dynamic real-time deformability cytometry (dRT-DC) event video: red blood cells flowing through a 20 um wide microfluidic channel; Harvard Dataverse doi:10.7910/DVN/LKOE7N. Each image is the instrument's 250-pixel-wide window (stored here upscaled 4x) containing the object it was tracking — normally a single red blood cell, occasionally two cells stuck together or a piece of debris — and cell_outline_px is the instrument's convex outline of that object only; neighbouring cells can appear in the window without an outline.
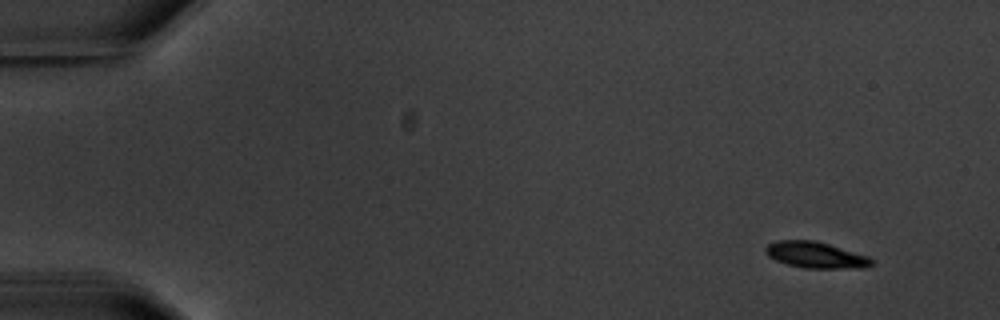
{"species": "common noctule bat (a hibernating species)", "species_latin": "Nyctalus noctula", "temperature_condition": "warm", "stored_images_in_passage": 4, "camera_frame_rate_fps": 3000, "um_per_image_px": 0.085, "animal": {"sex": "male", "body_mass_g": 20.1, "forearm_length_mm": 53.5}, "frame": {"image": 1, "passage_image": 1, "time_ms": 0.0, "image_size_px": [1000, 320], "cell_outline_px": [[872, 264], [868, 268], [804, 268], [788, 264], [776, 260], [768, 256], [764, 252], [764, 248], [768, 244], [776, 240], [816, 240], [868, 256], [872, 260]], "centroid_in_image_um": [69.31, 21.67], "position_along_channel_um": 15.7, "area_um2": 16.24}}
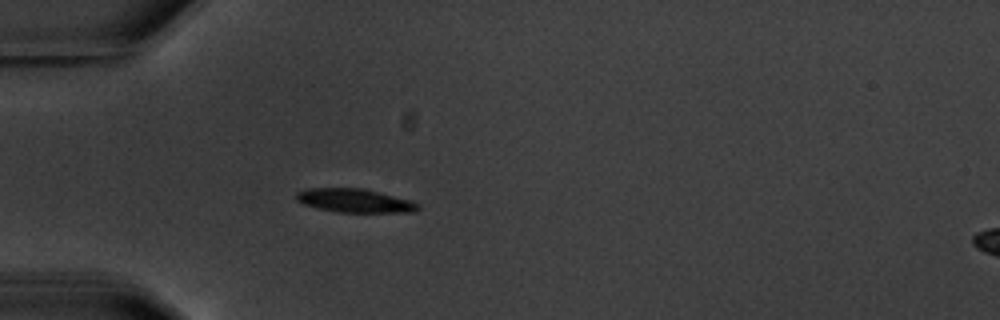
{"frame": {"image": 2, "passage_image": 4, "time_ms": 4.333, "image_size_px": [1000, 320], "cell_outline_px": [[420, 208], [416, 212], [340, 212], [320, 208], [304, 204], [296, 200], [296, 192], [308, 188], [364, 188], [412, 200], [420, 204]], "centroid_in_image_um": [30.21, 17.04], "position_along_channel_um": 54.8, "area_um2": 16.82}}